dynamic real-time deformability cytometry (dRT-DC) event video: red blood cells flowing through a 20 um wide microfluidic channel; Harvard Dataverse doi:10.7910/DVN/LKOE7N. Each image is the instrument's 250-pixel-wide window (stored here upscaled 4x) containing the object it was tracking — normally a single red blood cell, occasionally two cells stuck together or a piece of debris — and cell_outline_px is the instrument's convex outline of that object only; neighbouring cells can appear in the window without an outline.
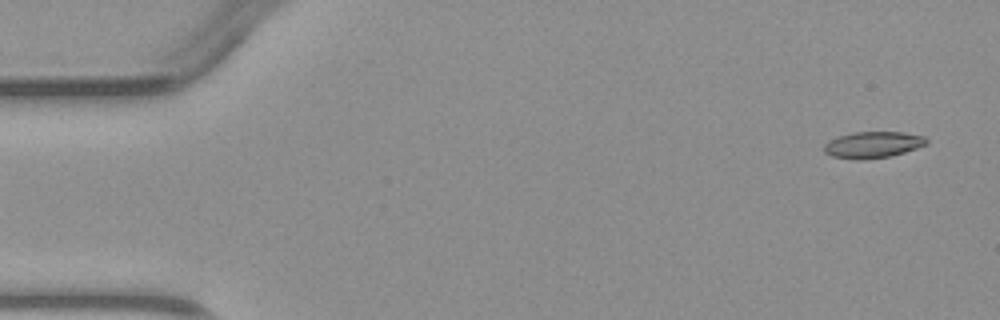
{"species": "common noctule bat (a hibernating species)", "species_latin": "Nyctalus noctula", "temperature_condition": "warm", "stored_images_in_passage": 2, "segment_of_instrument_passage": [2, 2], "camera_frame_rate_fps": 3000, "um_per_image_px": 0.085, "animal": {"sex": "male", "body_mass_g": 23.1, "forearm_length_mm": 52.7}, "frame": {"image": 1, "passage_image": 2, "time_ms": 1.333, "image_size_px": [1000, 320], "cell_outline_px": [[928, 144], [904, 152], [888, 156], [864, 160], [856, 160], [832, 156], [824, 152], [824, 144], [828, 140], [836, 136], [852, 132], [904, 132], [924, 136], [928, 140]], "centroid_in_image_um": [74.16, 12.3], "position_along_channel_um": 10.8, "area_um2": 15.9}}